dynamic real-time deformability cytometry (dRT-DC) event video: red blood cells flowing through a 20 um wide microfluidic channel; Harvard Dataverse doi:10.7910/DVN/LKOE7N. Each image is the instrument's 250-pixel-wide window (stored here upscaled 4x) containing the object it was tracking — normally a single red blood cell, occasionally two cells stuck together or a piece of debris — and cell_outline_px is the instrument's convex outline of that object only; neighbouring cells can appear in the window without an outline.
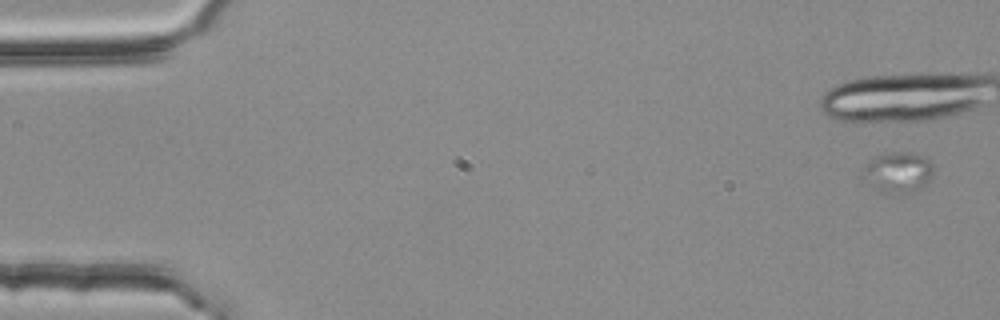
{"species": "common noctule bat (a hibernating species)", "species_latin": "Nyctalus noctula", "temperature_condition": "room temperature", "stored_images_in_passage": 3, "camera_frame_rate_fps": 3000, "um_per_image_px": 0.085, "animal": {"sex": "female", "body_mass_g": 25.1}, "frame": {"image": 1, "passage_image": 1, "time_ms": 0.0, "image_size_px": [1000, 320], "cell_outline_px": [[932, 176], [912, 196], [896, 196], [880, 192], [876, 188], [868, 168], [868, 164], [876, 156], [884, 152], [908, 152], [924, 156], [932, 164]], "centroid_in_image_um": [76.49, 14.69], "position_along_channel_um": 8.5, "area_um2": 16.18}}